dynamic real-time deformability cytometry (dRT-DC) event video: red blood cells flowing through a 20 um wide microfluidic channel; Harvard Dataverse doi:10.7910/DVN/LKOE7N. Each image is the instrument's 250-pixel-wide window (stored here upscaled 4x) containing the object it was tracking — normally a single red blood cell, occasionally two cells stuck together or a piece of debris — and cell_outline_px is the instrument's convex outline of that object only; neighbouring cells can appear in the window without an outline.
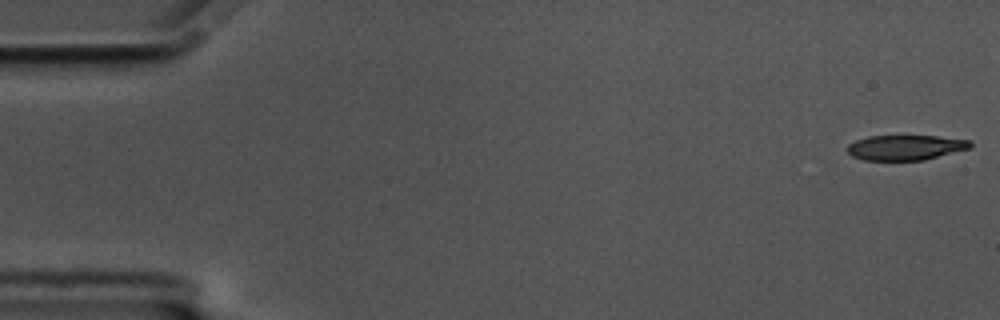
{"species": "common noctule bat (a hibernating species)", "species_latin": "Nyctalus noctula", "temperature_condition": "cold", "stored_images_in_passage": 57, "camera_frame_rate_fps": 3000, "um_per_image_px": 0.085, "animal": {"sex": "male", "body_mass_g": 17.5, "forearm_length_mm": 52.3}, "frame": {"image": 1, "passage_image": 1, "time_ms": 0.0, "image_size_px": [1000, 320], "cell_outline_px": [[972, 148], [924, 160], [864, 160], [852, 156], [848, 152], [848, 144], [856, 140], [868, 136], [936, 136], [972, 140]], "centroid_in_image_um": [77.01, 12.53], "position_along_channel_um": 8.0, "area_um2": 18.03}}
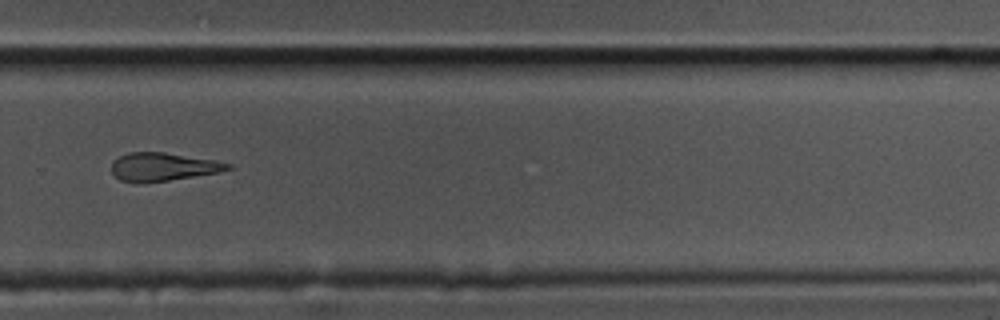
{"frame": {"image": 2, "passage_image": 39, "time_ms": 12.667, "image_size_px": [1000, 320], "cell_outline_px": [[232, 168], [220, 172], [168, 180], [140, 184], [120, 180], [112, 172], [112, 160], [128, 152], [164, 152], [216, 160], [232, 164]], "centroid_in_image_um": [13.84, 14.18], "position_along_channel_um": 316.0, "area_um2": 19.25}}
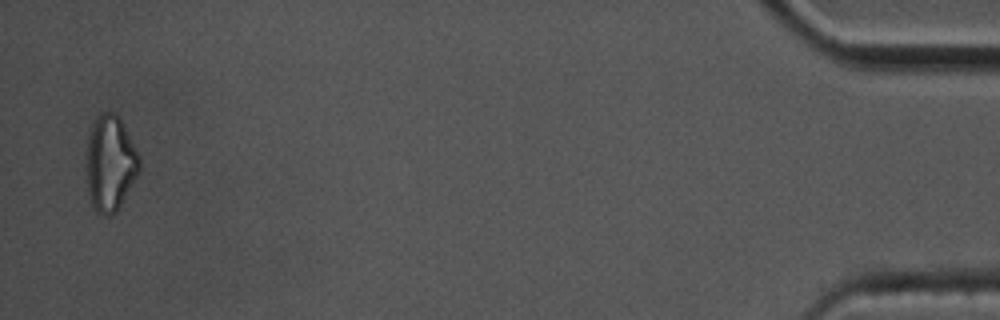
{"frame": {"image": 3, "passage_image": 56, "time_ms": 18.333, "image_size_px": [1000, 320], "cell_outline_px": [[140, 172], [116, 212], [108, 216], [104, 216], [96, 212], [92, 204], [88, 192], [88, 140], [96, 116], [104, 112], [112, 112], [120, 116], [140, 160]], "centroid_in_image_um": [9.39, 13.9], "position_along_channel_um": 425.8, "area_um2": 29.02}, "authors_computed_cell_mechanics": {"area_um2": 20.6346, "velocity_mm_per_s": 3.4988, "shape_relaxation_time_tau1_ms": 8.68, "shape_relaxation_time_tau2_ms": null, "deformation_change_tau1": 0.1977, "deformation_change_tau2": null}}